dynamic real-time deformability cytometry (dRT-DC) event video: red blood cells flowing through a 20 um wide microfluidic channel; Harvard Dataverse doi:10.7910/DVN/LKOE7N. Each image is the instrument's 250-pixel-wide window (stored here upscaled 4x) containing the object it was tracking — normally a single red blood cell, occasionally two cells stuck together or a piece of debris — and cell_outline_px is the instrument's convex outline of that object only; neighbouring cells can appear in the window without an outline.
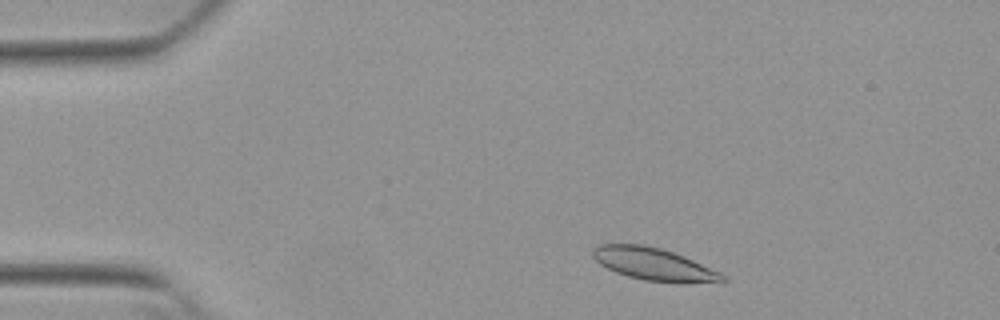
{"species": "Egyptian fruit bat (a non-hibernating species)", "species_latin": "Rousettus aegyptiacus", "temperature_condition": "warm", "stored_images_in_passage": 30, "camera_frame_rate_fps": 3000, "um_per_image_px": 0.085, "animal": {"sex": "female"}, "frame": {"image": 1, "passage_image": 5, "time_ms": 1.333, "image_size_px": [1000, 320], "cell_outline_px": [[728, 280], [644, 280], [628, 276], [616, 272], [600, 264], [592, 256], [592, 248], [600, 244], [644, 244], [660, 248], [684, 256], [720, 272], [728, 276]], "centroid_in_image_um": [55.45, 22.39], "position_along_channel_um": 29.5, "area_um2": 23.41}}
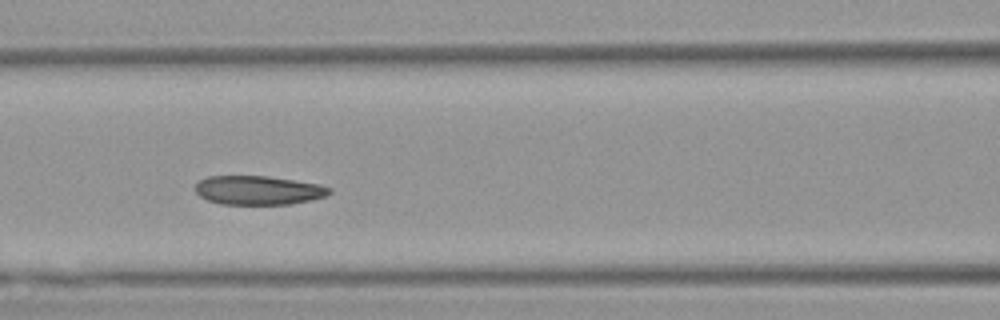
{"frame": {"image": 2, "passage_image": 19, "time_ms": 6.0, "image_size_px": [1000, 320], "cell_outline_px": [[332, 192], [328, 196], [312, 200], [288, 204], [220, 204], [208, 200], [200, 196], [196, 192], [196, 184], [200, 180], [208, 176], [268, 176], [320, 184], [332, 188]], "centroid_in_image_um": [22.0, 16.17], "position_along_channel_um": 144.6, "area_um2": 22.72}}
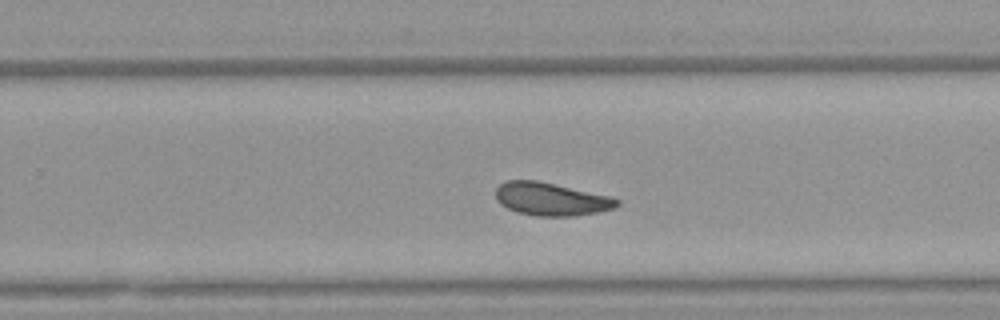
{"frame": {"image": 3, "passage_image": 30, "time_ms": 9.667, "image_size_px": [1000, 320], "cell_outline_px": [[620, 204], [616, 208], [576, 216], [536, 216], [516, 212], [500, 204], [496, 200], [496, 188], [504, 180], [536, 180], [612, 196], [620, 200]], "centroid_in_image_um": [46.85, 16.92], "position_along_channel_um": 282.9, "area_um2": 23.52}}